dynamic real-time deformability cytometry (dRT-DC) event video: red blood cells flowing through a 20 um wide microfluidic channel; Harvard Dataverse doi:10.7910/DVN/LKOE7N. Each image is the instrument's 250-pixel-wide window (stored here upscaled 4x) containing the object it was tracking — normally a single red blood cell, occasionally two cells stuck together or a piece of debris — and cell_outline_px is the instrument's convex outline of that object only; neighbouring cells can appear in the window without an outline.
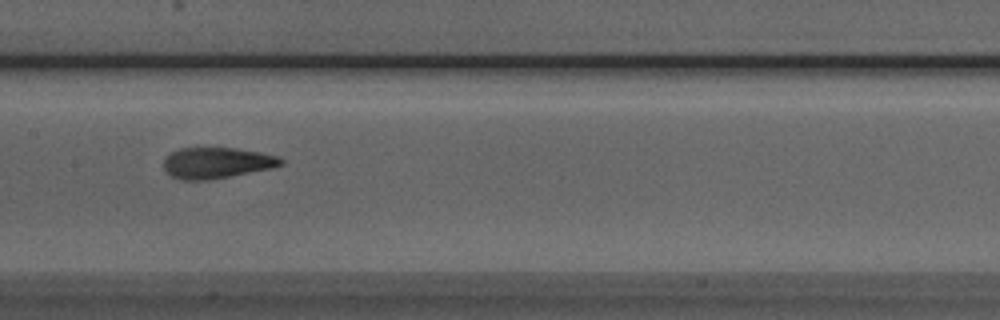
{"species": "Egyptian fruit bat (a non-hibernating species)", "species_latin": "Rousettus aegyptiacus", "temperature_condition": "room temperature", "stored_images_in_passage": 21, "camera_frame_rate_fps": 3000, "um_per_image_px": 0.085, "animal": {"sex": "male"}, "frame": {"image": 1, "passage_image": 10, "time_ms": 3.0, "image_size_px": [1000, 320], "cell_outline_px": [[284, 164], [272, 168], [208, 180], [180, 180], [172, 176], [164, 168], [164, 160], [172, 152], [180, 148], [236, 148], [260, 152], [280, 156], [284, 160]], "centroid_in_image_um": [18.46, 13.84], "position_along_channel_um": 188.9, "area_um2": 21.1}}